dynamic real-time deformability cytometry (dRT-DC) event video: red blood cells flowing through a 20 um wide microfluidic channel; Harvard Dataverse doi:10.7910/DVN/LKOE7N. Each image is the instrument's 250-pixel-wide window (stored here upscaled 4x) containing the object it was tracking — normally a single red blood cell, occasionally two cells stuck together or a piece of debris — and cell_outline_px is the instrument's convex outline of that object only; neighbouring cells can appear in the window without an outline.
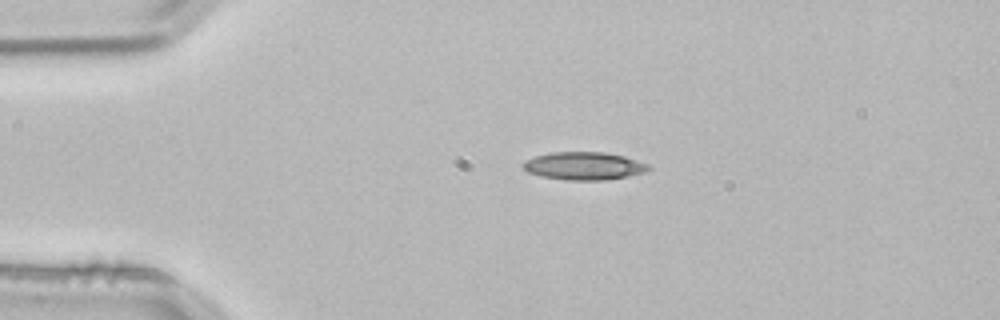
{"species": "common noctule bat (a hibernating species)", "species_latin": "Nyctalus noctula", "temperature_condition": "room temperature", "stored_images_in_passage": 2, "camera_frame_rate_fps": 3000, "um_per_image_px": 0.085, "animal": {"sex": "male", "body_mass_g": 21.5, "forearm_length_mm": 52.0}, "frame": {"image": 1, "passage_image": 1, "time_ms": 0.0, "image_size_px": [1000, 320], "cell_outline_px": [[652, 168], [644, 172], [628, 176], [604, 180], [564, 180], [540, 176], [528, 172], [520, 164], [524, 160], [536, 156], [552, 152], [604, 152], [624, 156], [648, 164]], "centroid_in_image_um": [49.61, 14.1], "position_along_channel_um": 35.4, "area_um2": 20.4}}